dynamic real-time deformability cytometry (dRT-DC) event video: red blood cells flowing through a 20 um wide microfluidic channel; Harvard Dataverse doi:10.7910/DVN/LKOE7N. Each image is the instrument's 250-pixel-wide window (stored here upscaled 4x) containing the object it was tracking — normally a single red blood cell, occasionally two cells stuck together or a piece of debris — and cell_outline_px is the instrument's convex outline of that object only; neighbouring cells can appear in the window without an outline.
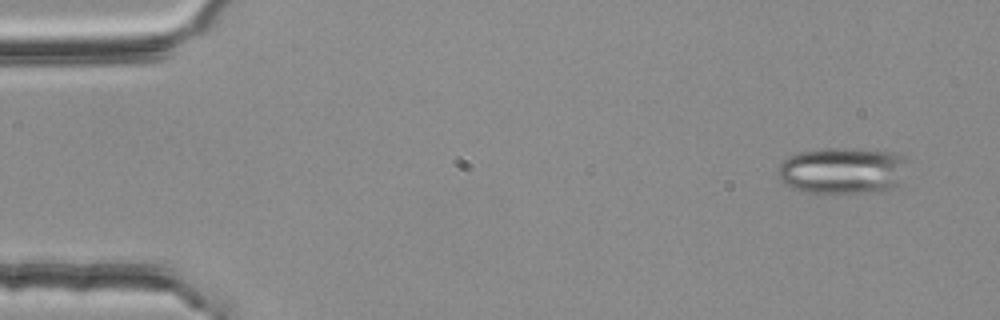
{"species": "common noctule bat (a hibernating species)", "species_latin": "Nyctalus noctula", "temperature_condition": "room temperature", "stored_images_in_passage": 4, "camera_frame_rate_fps": 3000, "um_per_image_px": 0.085, "animal": {"sex": "female", "body_mass_g": 25.1}, "frame": {"image": 1, "passage_image": 1, "time_ms": 0.0, "image_size_px": [1000, 320], "cell_outline_px": [[904, 156], [896, 184], [892, 188], [876, 192], [800, 192], [784, 184], [780, 180], [776, 172], [776, 168], [788, 156], [800, 152], [820, 148], [856, 148], [896, 152]], "centroid_in_image_um": [71.48, 14.48], "position_along_channel_um": 13.5, "area_um2": 34.85}}